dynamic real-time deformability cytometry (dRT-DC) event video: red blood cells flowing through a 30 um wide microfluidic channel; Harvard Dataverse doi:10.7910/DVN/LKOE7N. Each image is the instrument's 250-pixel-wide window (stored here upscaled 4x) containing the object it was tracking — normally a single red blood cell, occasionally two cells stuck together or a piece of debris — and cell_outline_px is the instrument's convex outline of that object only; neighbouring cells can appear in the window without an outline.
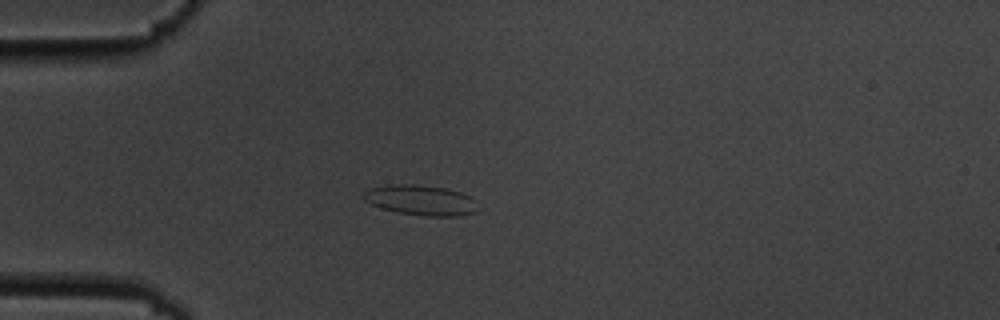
{"species": "common noctule bat (a hibernating species)", "species_latin": "Nyctalus noctula", "temperature_condition": "cold", "stored_images_in_passage": 56, "camera_frame_rate_fps": 3000, "um_per_image_px": 0.085, "animal": {"sex": "male", "body_mass_g": 19.5, "forearm_length_mm": 54.6}, "frame": {"image": 1, "passage_image": 15, "time_ms": 4.667, "image_size_px": [1000, 320], "cell_outline_px": [[476, 212], [460, 216], [424, 216], [396, 212], [380, 208], [364, 200], [364, 192], [368, 188], [388, 184], [416, 184], [444, 188], [460, 192], [472, 196], [476, 200]], "centroid_in_image_um": [35.77, 17.01], "position_along_channel_um": 49.2, "area_um2": 20.35}}
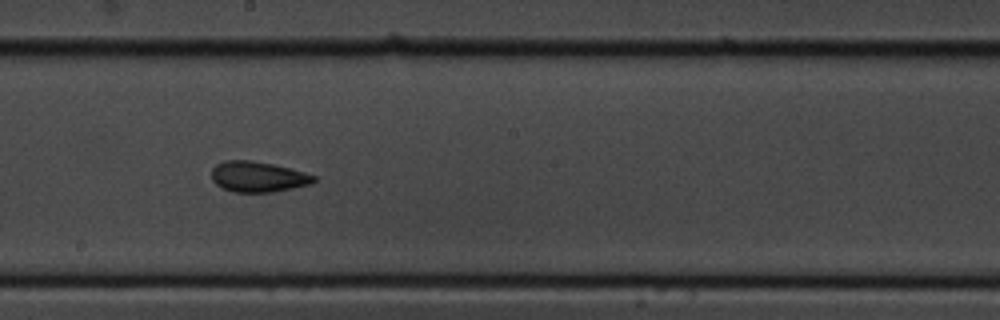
{"frame": {"image": 2, "passage_image": 31, "time_ms": 10.0, "image_size_px": [1000, 320], "cell_outline_px": [[316, 180], [312, 184], [272, 192], [232, 192], [220, 188], [212, 180], [212, 168], [216, 164], [224, 160], [252, 160], [272, 164], [304, 172], [316, 176]], "centroid_in_image_um": [21.9, 15.03], "position_along_channel_um": 226.3, "area_um2": 18.32}}
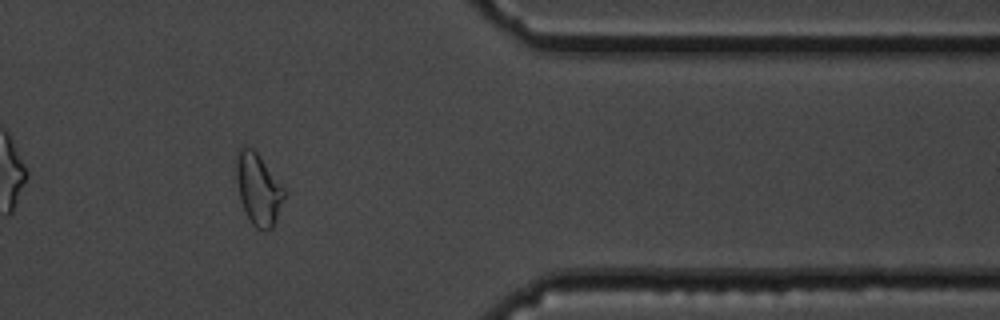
{"frame": {"image": 3, "passage_image": 46, "time_ms": 15.0, "image_size_px": [1000, 320], "cell_outline_px": [[288, 192], [276, 220], [272, 228], [264, 232], [256, 228], [248, 220], [240, 200], [236, 180], [236, 156], [240, 148], [244, 144], [252, 148], [260, 156]], "centroid_in_image_um": [21.97, 16.09], "position_along_channel_um": 389.4, "area_um2": 20.46}, "authors_computed_cell_mechanics": {"area_um2": 19.1318, "velocity_mm_per_s": 3.6032, "shape_relaxation_time_tau1_ms": 4.5299, "shape_relaxation_time_tau2_ms": 1.3638, "deformation_change_tau1": 0.1263, "deformation_change_tau2": 0.0772}}